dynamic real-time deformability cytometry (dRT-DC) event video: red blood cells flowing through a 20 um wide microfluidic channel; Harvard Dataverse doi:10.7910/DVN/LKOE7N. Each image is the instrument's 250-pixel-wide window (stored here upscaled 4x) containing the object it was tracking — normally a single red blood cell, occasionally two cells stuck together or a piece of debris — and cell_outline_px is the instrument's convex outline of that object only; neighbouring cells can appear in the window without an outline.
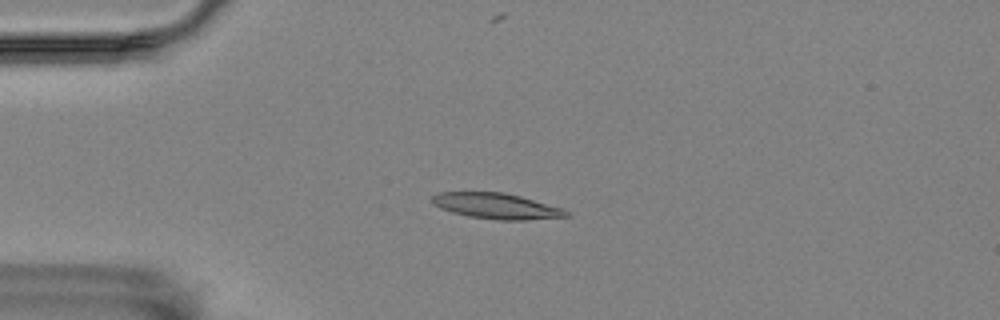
{"species": "Egyptian fruit bat (a non-hibernating species)", "species_latin": "Rousettus aegyptiacus", "temperature_condition": "room temperature", "stored_images_in_passage": 4, "camera_frame_rate_fps": 3000, "um_per_image_px": 0.085, "animal": {"sex": "female"}, "frame": {"image": 1, "passage_image": 3, "time_ms": 0.667, "image_size_px": [1000, 320], "cell_outline_px": [[568, 216], [524, 220], [496, 220], [468, 216], [452, 212], [440, 208], [432, 200], [432, 196], [440, 192], [504, 192], [520, 196], [560, 208], [568, 212]], "centroid_in_image_um": [42.16, 17.51], "position_along_channel_um": 42.8, "area_um2": 19.71}}